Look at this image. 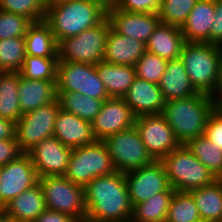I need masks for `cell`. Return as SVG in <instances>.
I'll list each match as a JSON object with an SVG mask.
<instances>
[{"mask_svg": "<svg viewBox=\"0 0 222 222\" xmlns=\"http://www.w3.org/2000/svg\"><path fill=\"white\" fill-rule=\"evenodd\" d=\"M38 175L28 153L0 167V208L38 183Z\"/></svg>", "mask_w": 222, "mask_h": 222, "instance_id": "obj_13", "label": "cell"}, {"mask_svg": "<svg viewBox=\"0 0 222 222\" xmlns=\"http://www.w3.org/2000/svg\"><path fill=\"white\" fill-rule=\"evenodd\" d=\"M110 27V21L106 17L97 26L62 40L58 44V62H78L93 65L102 62Z\"/></svg>", "mask_w": 222, "mask_h": 222, "instance_id": "obj_7", "label": "cell"}, {"mask_svg": "<svg viewBox=\"0 0 222 222\" xmlns=\"http://www.w3.org/2000/svg\"><path fill=\"white\" fill-rule=\"evenodd\" d=\"M168 182L175 191L191 190L213 184L217 178L188 149L181 145L160 160Z\"/></svg>", "mask_w": 222, "mask_h": 222, "instance_id": "obj_5", "label": "cell"}, {"mask_svg": "<svg viewBox=\"0 0 222 222\" xmlns=\"http://www.w3.org/2000/svg\"><path fill=\"white\" fill-rule=\"evenodd\" d=\"M109 3L127 12L158 14L161 0H109Z\"/></svg>", "mask_w": 222, "mask_h": 222, "instance_id": "obj_40", "label": "cell"}, {"mask_svg": "<svg viewBox=\"0 0 222 222\" xmlns=\"http://www.w3.org/2000/svg\"><path fill=\"white\" fill-rule=\"evenodd\" d=\"M103 142L118 172H127L155 161L146 149L135 125L108 136Z\"/></svg>", "mask_w": 222, "mask_h": 222, "instance_id": "obj_9", "label": "cell"}, {"mask_svg": "<svg viewBox=\"0 0 222 222\" xmlns=\"http://www.w3.org/2000/svg\"><path fill=\"white\" fill-rule=\"evenodd\" d=\"M16 123L0 117V140L15 137Z\"/></svg>", "mask_w": 222, "mask_h": 222, "instance_id": "obj_45", "label": "cell"}, {"mask_svg": "<svg viewBox=\"0 0 222 222\" xmlns=\"http://www.w3.org/2000/svg\"><path fill=\"white\" fill-rule=\"evenodd\" d=\"M24 38L27 56L58 58V44L44 20L33 22Z\"/></svg>", "mask_w": 222, "mask_h": 222, "instance_id": "obj_27", "label": "cell"}, {"mask_svg": "<svg viewBox=\"0 0 222 222\" xmlns=\"http://www.w3.org/2000/svg\"><path fill=\"white\" fill-rule=\"evenodd\" d=\"M18 87L19 72H0V117L15 123L22 116Z\"/></svg>", "mask_w": 222, "mask_h": 222, "instance_id": "obj_30", "label": "cell"}, {"mask_svg": "<svg viewBox=\"0 0 222 222\" xmlns=\"http://www.w3.org/2000/svg\"><path fill=\"white\" fill-rule=\"evenodd\" d=\"M61 109L92 123L104 101L78 92L57 93Z\"/></svg>", "mask_w": 222, "mask_h": 222, "instance_id": "obj_31", "label": "cell"}, {"mask_svg": "<svg viewBox=\"0 0 222 222\" xmlns=\"http://www.w3.org/2000/svg\"><path fill=\"white\" fill-rule=\"evenodd\" d=\"M123 99L136 117L161 114L165 105L159 85L137 76Z\"/></svg>", "mask_w": 222, "mask_h": 222, "instance_id": "obj_18", "label": "cell"}, {"mask_svg": "<svg viewBox=\"0 0 222 222\" xmlns=\"http://www.w3.org/2000/svg\"><path fill=\"white\" fill-rule=\"evenodd\" d=\"M32 23L25 16L0 10V40L24 37Z\"/></svg>", "mask_w": 222, "mask_h": 222, "instance_id": "obj_39", "label": "cell"}, {"mask_svg": "<svg viewBox=\"0 0 222 222\" xmlns=\"http://www.w3.org/2000/svg\"><path fill=\"white\" fill-rule=\"evenodd\" d=\"M60 109L57 98L34 111L22 114L16 122L15 137L23 153H28L43 139L53 136L55 120Z\"/></svg>", "mask_w": 222, "mask_h": 222, "instance_id": "obj_11", "label": "cell"}, {"mask_svg": "<svg viewBox=\"0 0 222 222\" xmlns=\"http://www.w3.org/2000/svg\"><path fill=\"white\" fill-rule=\"evenodd\" d=\"M46 7L45 0H0V10L25 16L32 22L45 19Z\"/></svg>", "mask_w": 222, "mask_h": 222, "instance_id": "obj_37", "label": "cell"}, {"mask_svg": "<svg viewBox=\"0 0 222 222\" xmlns=\"http://www.w3.org/2000/svg\"><path fill=\"white\" fill-rule=\"evenodd\" d=\"M34 222H78L69 214L58 211L44 210Z\"/></svg>", "mask_w": 222, "mask_h": 222, "instance_id": "obj_44", "label": "cell"}, {"mask_svg": "<svg viewBox=\"0 0 222 222\" xmlns=\"http://www.w3.org/2000/svg\"><path fill=\"white\" fill-rule=\"evenodd\" d=\"M210 29V44L222 46V0H215V15Z\"/></svg>", "mask_w": 222, "mask_h": 222, "instance_id": "obj_43", "label": "cell"}, {"mask_svg": "<svg viewBox=\"0 0 222 222\" xmlns=\"http://www.w3.org/2000/svg\"><path fill=\"white\" fill-rule=\"evenodd\" d=\"M1 222H23V221H19L17 219H13V218H9L8 216H6L3 212V218Z\"/></svg>", "mask_w": 222, "mask_h": 222, "instance_id": "obj_47", "label": "cell"}, {"mask_svg": "<svg viewBox=\"0 0 222 222\" xmlns=\"http://www.w3.org/2000/svg\"><path fill=\"white\" fill-rule=\"evenodd\" d=\"M108 3L109 0H69L46 4L44 21L59 44L100 24L107 17Z\"/></svg>", "mask_w": 222, "mask_h": 222, "instance_id": "obj_2", "label": "cell"}, {"mask_svg": "<svg viewBox=\"0 0 222 222\" xmlns=\"http://www.w3.org/2000/svg\"><path fill=\"white\" fill-rule=\"evenodd\" d=\"M46 4H54V3H60L64 1H69V0H45Z\"/></svg>", "mask_w": 222, "mask_h": 222, "instance_id": "obj_48", "label": "cell"}, {"mask_svg": "<svg viewBox=\"0 0 222 222\" xmlns=\"http://www.w3.org/2000/svg\"><path fill=\"white\" fill-rule=\"evenodd\" d=\"M56 86L57 93L78 92L102 101L110 98L93 64L58 62Z\"/></svg>", "mask_w": 222, "mask_h": 222, "instance_id": "obj_10", "label": "cell"}, {"mask_svg": "<svg viewBox=\"0 0 222 222\" xmlns=\"http://www.w3.org/2000/svg\"><path fill=\"white\" fill-rule=\"evenodd\" d=\"M198 0H161L158 16L162 23L181 28Z\"/></svg>", "mask_w": 222, "mask_h": 222, "instance_id": "obj_36", "label": "cell"}, {"mask_svg": "<svg viewBox=\"0 0 222 222\" xmlns=\"http://www.w3.org/2000/svg\"><path fill=\"white\" fill-rule=\"evenodd\" d=\"M26 56L24 37L0 40V72H20Z\"/></svg>", "mask_w": 222, "mask_h": 222, "instance_id": "obj_34", "label": "cell"}, {"mask_svg": "<svg viewBox=\"0 0 222 222\" xmlns=\"http://www.w3.org/2000/svg\"><path fill=\"white\" fill-rule=\"evenodd\" d=\"M85 222H130L133 206L124 172L94 178L84 187Z\"/></svg>", "mask_w": 222, "mask_h": 222, "instance_id": "obj_1", "label": "cell"}, {"mask_svg": "<svg viewBox=\"0 0 222 222\" xmlns=\"http://www.w3.org/2000/svg\"><path fill=\"white\" fill-rule=\"evenodd\" d=\"M214 111L210 95L193 96L165 102L161 115L172 128L181 145L205 133L210 114Z\"/></svg>", "mask_w": 222, "mask_h": 222, "instance_id": "obj_3", "label": "cell"}, {"mask_svg": "<svg viewBox=\"0 0 222 222\" xmlns=\"http://www.w3.org/2000/svg\"><path fill=\"white\" fill-rule=\"evenodd\" d=\"M58 58L26 56L20 75L26 79L57 81Z\"/></svg>", "mask_w": 222, "mask_h": 222, "instance_id": "obj_35", "label": "cell"}, {"mask_svg": "<svg viewBox=\"0 0 222 222\" xmlns=\"http://www.w3.org/2000/svg\"><path fill=\"white\" fill-rule=\"evenodd\" d=\"M53 136L64 146L72 149L96 141L92 131V123L63 109H60L57 114Z\"/></svg>", "mask_w": 222, "mask_h": 222, "instance_id": "obj_19", "label": "cell"}, {"mask_svg": "<svg viewBox=\"0 0 222 222\" xmlns=\"http://www.w3.org/2000/svg\"><path fill=\"white\" fill-rule=\"evenodd\" d=\"M214 15L215 0H198L180 28L185 42L210 43Z\"/></svg>", "mask_w": 222, "mask_h": 222, "instance_id": "obj_21", "label": "cell"}, {"mask_svg": "<svg viewBox=\"0 0 222 222\" xmlns=\"http://www.w3.org/2000/svg\"><path fill=\"white\" fill-rule=\"evenodd\" d=\"M72 148L64 146L55 136L38 143L28 154L38 177L64 176Z\"/></svg>", "mask_w": 222, "mask_h": 222, "instance_id": "obj_15", "label": "cell"}, {"mask_svg": "<svg viewBox=\"0 0 222 222\" xmlns=\"http://www.w3.org/2000/svg\"><path fill=\"white\" fill-rule=\"evenodd\" d=\"M136 116L123 98L105 100L101 110L92 122V131L96 140L103 141L112 134L135 125Z\"/></svg>", "mask_w": 222, "mask_h": 222, "instance_id": "obj_16", "label": "cell"}, {"mask_svg": "<svg viewBox=\"0 0 222 222\" xmlns=\"http://www.w3.org/2000/svg\"><path fill=\"white\" fill-rule=\"evenodd\" d=\"M222 46L185 42L180 59L198 93L212 95L218 85Z\"/></svg>", "mask_w": 222, "mask_h": 222, "instance_id": "obj_4", "label": "cell"}, {"mask_svg": "<svg viewBox=\"0 0 222 222\" xmlns=\"http://www.w3.org/2000/svg\"><path fill=\"white\" fill-rule=\"evenodd\" d=\"M202 222H220L222 219V179L213 184L191 190Z\"/></svg>", "mask_w": 222, "mask_h": 222, "instance_id": "obj_28", "label": "cell"}, {"mask_svg": "<svg viewBox=\"0 0 222 222\" xmlns=\"http://www.w3.org/2000/svg\"><path fill=\"white\" fill-rule=\"evenodd\" d=\"M56 82L26 79L19 73L18 92L22 114L55 101L57 99Z\"/></svg>", "mask_w": 222, "mask_h": 222, "instance_id": "obj_22", "label": "cell"}, {"mask_svg": "<svg viewBox=\"0 0 222 222\" xmlns=\"http://www.w3.org/2000/svg\"><path fill=\"white\" fill-rule=\"evenodd\" d=\"M167 62L162 57L146 51L136 62V76L148 82L159 84Z\"/></svg>", "mask_w": 222, "mask_h": 222, "instance_id": "obj_38", "label": "cell"}, {"mask_svg": "<svg viewBox=\"0 0 222 222\" xmlns=\"http://www.w3.org/2000/svg\"><path fill=\"white\" fill-rule=\"evenodd\" d=\"M135 127L146 149L155 160H161L181 146L172 128L161 114L136 117Z\"/></svg>", "mask_w": 222, "mask_h": 222, "instance_id": "obj_12", "label": "cell"}, {"mask_svg": "<svg viewBox=\"0 0 222 222\" xmlns=\"http://www.w3.org/2000/svg\"><path fill=\"white\" fill-rule=\"evenodd\" d=\"M96 71L108 96L113 98H123L136 77V69L133 66L103 61L96 64Z\"/></svg>", "mask_w": 222, "mask_h": 222, "instance_id": "obj_26", "label": "cell"}, {"mask_svg": "<svg viewBox=\"0 0 222 222\" xmlns=\"http://www.w3.org/2000/svg\"><path fill=\"white\" fill-rule=\"evenodd\" d=\"M186 146L217 179H222V150L205 135L190 140Z\"/></svg>", "mask_w": 222, "mask_h": 222, "instance_id": "obj_32", "label": "cell"}, {"mask_svg": "<svg viewBox=\"0 0 222 222\" xmlns=\"http://www.w3.org/2000/svg\"><path fill=\"white\" fill-rule=\"evenodd\" d=\"M146 52V44L109 29L103 62L135 67L138 59Z\"/></svg>", "mask_w": 222, "mask_h": 222, "instance_id": "obj_20", "label": "cell"}, {"mask_svg": "<svg viewBox=\"0 0 222 222\" xmlns=\"http://www.w3.org/2000/svg\"><path fill=\"white\" fill-rule=\"evenodd\" d=\"M213 108L222 111V58L220 61L219 80L215 92L211 95Z\"/></svg>", "mask_w": 222, "mask_h": 222, "instance_id": "obj_46", "label": "cell"}, {"mask_svg": "<svg viewBox=\"0 0 222 222\" xmlns=\"http://www.w3.org/2000/svg\"><path fill=\"white\" fill-rule=\"evenodd\" d=\"M107 18L115 32L145 44L161 22L158 14L127 12L114 8L110 3L107 6Z\"/></svg>", "mask_w": 222, "mask_h": 222, "instance_id": "obj_17", "label": "cell"}, {"mask_svg": "<svg viewBox=\"0 0 222 222\" xmlns=\"http://www.w3.org/2000/svg\"><path fill=\"white\" fill-rule=\"evenodd\" d=\"M22 154L16 138L0 140V167L17 159Z\"/></svg>", "mask_w": 222, "mask_h": 222, "instance_id": "obj_42", "label": "cell"}, {"mask_svg": "<svg viewBox=\"0 0 222 222\" xmlns=\"http://www.w3.org/2000/svg\"><path fill=\"white\" fill-rule=\"evenodd\" d=\"M2 218H3V209L0 208V222L2 221Z\"/></svg>", "mask_w": 222, "mask_h": 222, "instance_id": "obj_49", "label": "cell"}, {"mask_svg": "<svg viewBox=\"0 0 222 222\" xmlns=\"http://www.w3.org/2000/svg\"><path fill=\"white\" fill-rule=\"evenodd\" d=\"M48 210L69 214L78 222H85L84 187L65 176H45L38 179Z\"/></svg>", "mask_w": 222, "mask_h": 222, "instance_id": "obj_8", "label": "cell"}, {"mask_svg": "<svg viewBox=\"0 0 222 222\" xmlns=\"http://www.w3.org/2000/svg\"><path fill=\"white\" fill-rule=\"evenodd\" d=\"M158 85L165 102L198 94L191 84L180 58L167 62L164 75L161 77Z\"/></svg>", "mask_w": 222, "mask_h": 222, "instance_id": "obj_24", "label": "cell"}, {"mask_svg": "<svg viewBox=\"0 0 222 222\" xmlns=\"http://www.w3.org/2000/svg\"><path fill=\"white\" fill-rule=\"evenodd\" d=\"M124 173L132 206L146 201L154 194L165 192L170 187L160 160Z\"/></svg>", "mask_w": 222, "mask_h": 222, "instance_id": "obj_14", "label": "cell"}, {"mask_svg": "<svg viewBox=\"0 0 222 222\" xmlns=\"http://www.w3.org/2000/svg\"><path fill=\"white\" fill-rule=\"evenodd\" d=\"M184 44L179 27L160 22L146 43V51L171 61L180 58Z\"/></svg>", "mask_w": 222, "mask_h": 222, "instance_id": "obj_23", "label": "cell"}, {"mask_svg": "<svg viewBox=\"0 0 222 222\" xmlns=\"http://www.w3.org/2000/svg\"><path fill=\"white\" fill-rule=\"evenodd\" d=\"M116 172L105 143L101 140L72 149L65 177L85 187L94 178Z\"/></svg>", "mask_w": 222, "mask_h": 222, "instance_id": "obj_6", "label": "cell"}, {"mask_svg": "<svg viewBox=\"0 0 222 222\" xmlns=\"http://www.w3.org/2000/svg\"><path fill=\"white\" fill-rule=\"evenodd\" d=\"M165 222H202L190 192H174Z\"/></svg>", "mask_w": 222, "mask_h": 222, "instance_id": "obj_33", "label": "cell"}, {"mask_svg": "<svg viewBox=\"0 0 222 222\" xmlns=\"http://www.w3.org/2000/svg\"><path fill=\"white\" fill-rule=\"evenodd\" d=\"M175 190L170 186L165 192L152 195L133 206L130 222H165Z\"/></svg>", "mask_w": 222, "mask_h": 222, "instance_id": "obj_29", "label": "cell"}, {"mask_svg": "<svg viewBox=\"0 0 222 222\" xmlns=\"http://www.w3.org/2000/svg\"><path fill=\"white\" fill-rule=\"evenodd\" d=\"M204 135L222 150V111L214 110L210 114Z\"/></svg>", "mask_w": 222, "mask_h": 222, "instance_id": "obj_41", "label": "cell"}, {"mask_svg": "<svg viewBox=\"0 0 222 222\" xmlns=\"http://www.w3.org/2000/svg\"><path fill=\"white\" fill-rule=\"evenodd\" d=\"M2 209L9 218L23 222H34L47 209L41 186L37 183L23 191Z\"/></svg>", "mask_w": 222, "mask_h": 222, "instance_id": "obj_25", "label": "cell"}]
</instances>
